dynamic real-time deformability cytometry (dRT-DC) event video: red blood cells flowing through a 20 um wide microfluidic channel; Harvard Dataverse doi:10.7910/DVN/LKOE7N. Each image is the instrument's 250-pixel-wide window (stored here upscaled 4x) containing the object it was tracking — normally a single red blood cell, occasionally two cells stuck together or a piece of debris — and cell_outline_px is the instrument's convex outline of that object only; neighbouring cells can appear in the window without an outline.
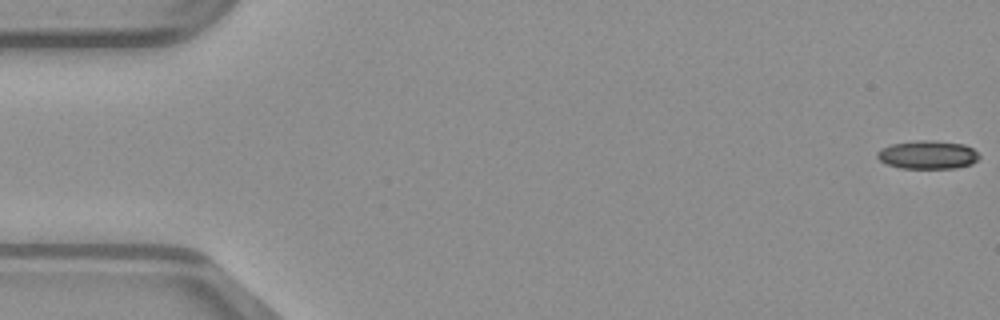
{"species": "common noctule bat (a hibernating species)", "species_latin": "Nyctalus noctula", "temperature_condition": "warm", "stored_images_in_passage": 50, "camera_frame_rate_fps": 3000, "um_per_image_px": 0.085, "animal": {"sex": "male", "body_mass_g": 23.1, "forearm_length_mm": 52.7}, "frame": {"image": 1, "passage_image": 1, "time_ms": 0.0, "image_size_px": [1000, 320], "cell_outline_px": [[980, 156], [972, 164], [956, 168], [900, 168], [884, 164], [876, 156], [876, 152], [880, 148], [892, 144], [916, 140], [936, 140], [964, 144], [972, 148]], "centroid_in_image_um": [78.82, 13.15], "position_along_channel_um": 6.2, "area_um2": 17.05}}
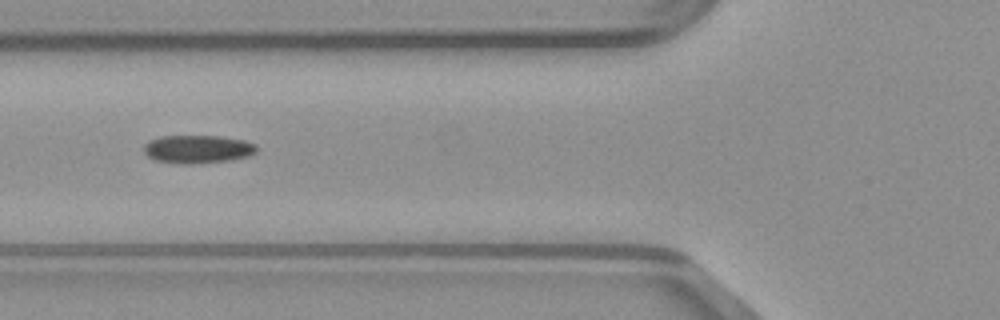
{"frame": {"image": 2, "passage_image": 19, "time_ms": 6.0, "image_size_px": [1000, 320], "cell_outline_px": [[256, 152], [248, 156], [232, 160], [192, 164], [180, 164], [152, 160], [144, 152], [144, 144], [148, 140], [160, 136], [220, 136], [244, 140], [256, 144]], "centroid_in_image_um": [16.77, 12.68], "position_along_channel_um": 109.0, "area_um2": 18.73}}
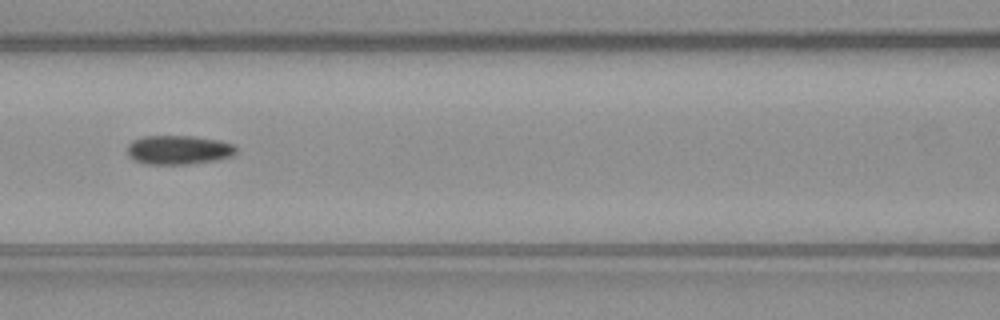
{"frame": {"image": 3, "passage_image": 22, "time_ms": 7.0, "image_size_px": [1000, 320], "cell_outline_px": [[236, 152], [232, 156], [216, 160], [188, 164], [148, 164], [136, 160], [128, 156], [128, 144], [132, 140], [144, 136], [192, 136], [220, 140], [232, 144], [236, 148]], "centroid_in_image_um": [15.18, 12.73], "position_along_channel_um": 151.4, "area_um2": 18.38}}